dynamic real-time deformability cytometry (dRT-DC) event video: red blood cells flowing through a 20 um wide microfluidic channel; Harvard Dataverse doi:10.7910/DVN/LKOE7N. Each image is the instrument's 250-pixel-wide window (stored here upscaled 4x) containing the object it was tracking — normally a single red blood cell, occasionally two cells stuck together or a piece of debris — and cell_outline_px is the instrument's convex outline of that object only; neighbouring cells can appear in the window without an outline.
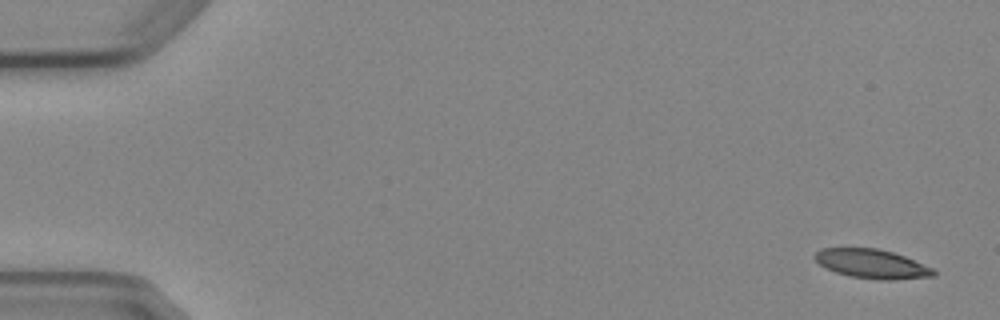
{"species": "Egyptian fruit bat (a non-hibernating species)", "species_latin": "Rousettus aegyptiacus", "temperature_condition": "cold", "stored_images_in_passage": 5, "camera_frame_rate_fps": 3000, "um_per_image_px": 0.085, "animal": {"sex": "female"}, "frame": {"image": 1, "passage_image": 1, "time_ms": 0.0, "image_size_px": [1000, 320], "cell_outline_px": [[936, 276], [892, 280], [880, 280], [848, 276], [836, 272], [820, 264], [812, 256], [820, 248], [876, 248], [892, 252], [904, 256], [936, 268]], "centroid_in_image_um": [74.16, 22.43], "position_along_channel_um": 10.8, "area_um2": 20.29}}
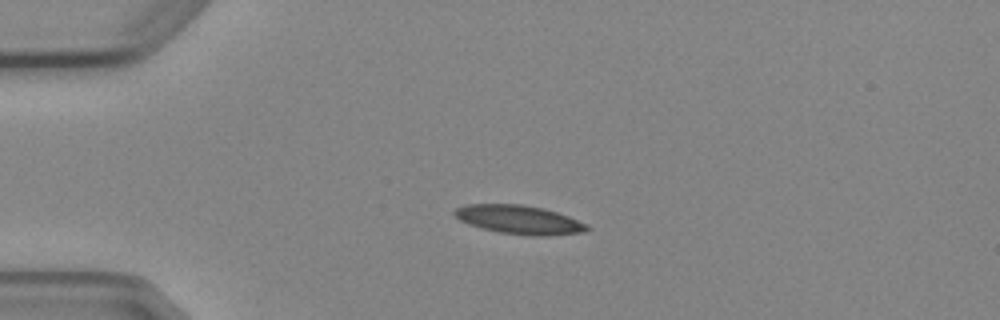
{"frame": {"image": 2, "passage_image": 4, "time_ms": 3.667, "image_size_px": [1000, 320], "cell_outline_px": [[592, 228], [584, 232], [548, 236], [536, 236], [500, 232], [468, 224], [460, 220], [452, 212], [456, 208], [468, 204], [520, 204], [544, 208], [568, 216], [588, 224]], "centroid_in_image_um": [44.17, 18.67], "position_along_channel_um": 40.8, "area_um2": 22.14}}